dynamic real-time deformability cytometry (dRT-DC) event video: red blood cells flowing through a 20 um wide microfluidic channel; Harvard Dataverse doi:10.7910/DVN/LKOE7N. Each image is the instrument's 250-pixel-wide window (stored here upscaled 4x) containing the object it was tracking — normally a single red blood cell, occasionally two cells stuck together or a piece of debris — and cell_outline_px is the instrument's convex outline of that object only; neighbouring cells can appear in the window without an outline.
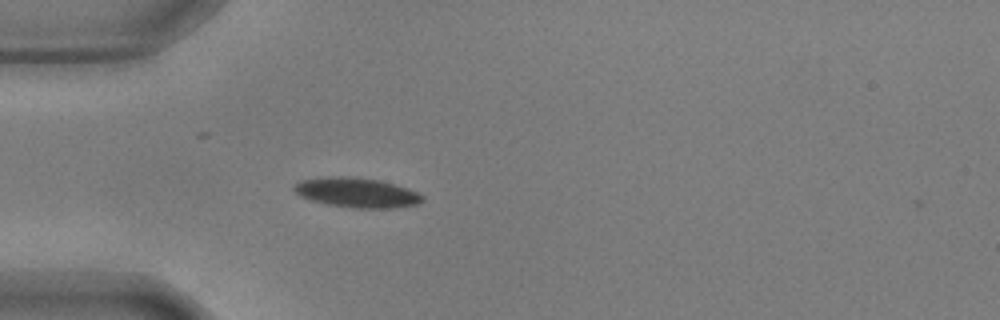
{"species": "common noctule bat (a hibernating species)", "species_latin": "Nyctalus noctula", "temperature_condition": "warm", "stored_images_in_passage": 41, "camera_frame_rate_fps": 3000, "um_per_image_px": 0.085, "animal": {"sex": "male", "body_mass_g": 17.9, "forearm_length_mm": 54.2}, "frame": {"image": 1, "passage_image": 2, "time_ms": 0.333, "image_size_px": [1000, 320], "cell_outline_px": [[424, 200], [420, 204], [396, 208], [352, 208], [328, 204], [308, 200], [300, 196], [292, 188], [292, 184], [300, 180], [380, 180], [408, 188], [424, 196]], "centroid_in_image_um": [30.41, 16.45], "position_along_channel_um": 54.6, "area_um2": 21.15}}
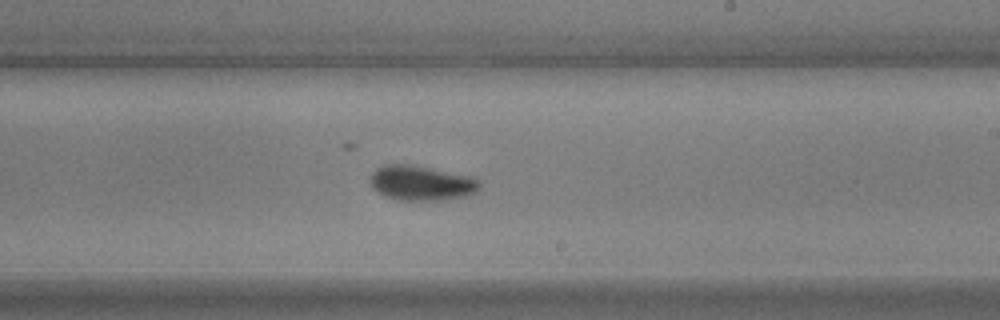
{"frame": {"image": 2, "passage_image": 19, "time_ms": 6.0, "image_size_px": [1000, 320], "cell_outline_px": [[480, 184], [476, 192], [468, 196], [440, 200], [396, 200], [384, 196], [372, 188], [368, 180], [368, 176], [376, 168], [384, 164], [412, 164], [468, 176], [476, 180]], "centroid_in_image_um": [35.72, 15.56], "position_along_channel_um": 253.3, "area_um2": 22.37}}
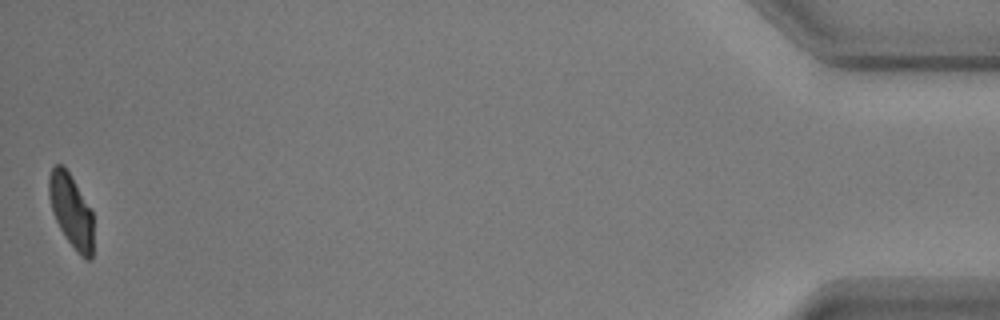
{"frame": {"image": 3, "passage_image": 41, "time_ms": 13.333, "image_size_px": [1000, 320], "cell_outline_px": [[92, 260], [84, 260], [76, 252], [64, 236], [52, 212], [48, 196], [48, 176], [52, 168], [56, 164], [64, 164], [92, 212]], "centroid_in_image_um": [6.02, 17.93], "position_along_channel_um": 429.2, "area_um2": 19.02}, "authors_computed_cell_mechanics": {"area_um2": 21.5594, "velocity_mm_per_s": 3.6269, "shape_relaxation_time_tau1_ms": 4.455, "shape_relaxation_time_tau2_ms": null, "deformation_change_tau1": 0.1714, "deformation_change_tau2": null}}